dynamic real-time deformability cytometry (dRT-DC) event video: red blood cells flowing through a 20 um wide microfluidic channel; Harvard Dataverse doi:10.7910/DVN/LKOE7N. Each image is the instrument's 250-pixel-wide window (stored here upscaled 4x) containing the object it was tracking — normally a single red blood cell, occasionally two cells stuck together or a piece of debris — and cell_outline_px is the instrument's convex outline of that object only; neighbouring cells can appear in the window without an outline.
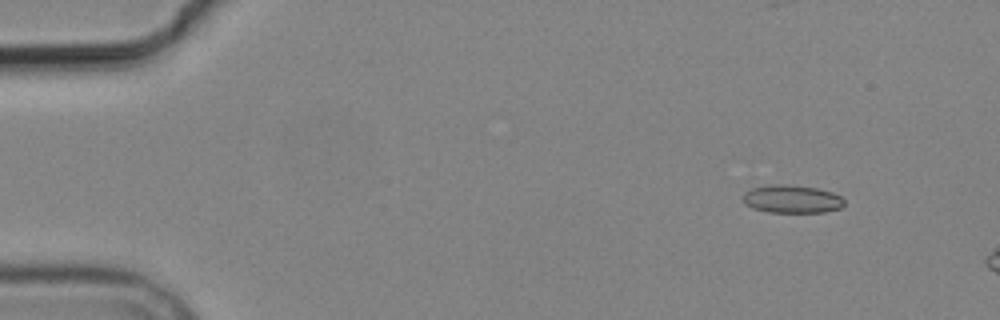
{"species": "common noctule bat (a hibernating species)", "species_latin": "Nyctalus noctula", "temperature_condition": "cold", "stored_images_in_passage": 3, "camera_frame_rate_fps": 3000, "um_per_image_px": 0.085, "animal": {"sex": "male", "body_mass_g": 19.2, "forearm_length_mm": 51.8}, "frame": {"image": 1, "passage_image": 1, "time_ms": 0.0, "image_size_px": [1000, 320], "cell_outline_px": [[844, 204], [840, 208], [824, 212], [768, 212], [752, 208], [744, 204], [744, 192], [752, 188], [772, 184], [784, 184], [816, 188], [832, 192], [840, 196], [844, 200]], "centroid_in_image_um": [67.3, 16.92], "position_along_channel_um": 17.7, "area_um2": 16.47}}